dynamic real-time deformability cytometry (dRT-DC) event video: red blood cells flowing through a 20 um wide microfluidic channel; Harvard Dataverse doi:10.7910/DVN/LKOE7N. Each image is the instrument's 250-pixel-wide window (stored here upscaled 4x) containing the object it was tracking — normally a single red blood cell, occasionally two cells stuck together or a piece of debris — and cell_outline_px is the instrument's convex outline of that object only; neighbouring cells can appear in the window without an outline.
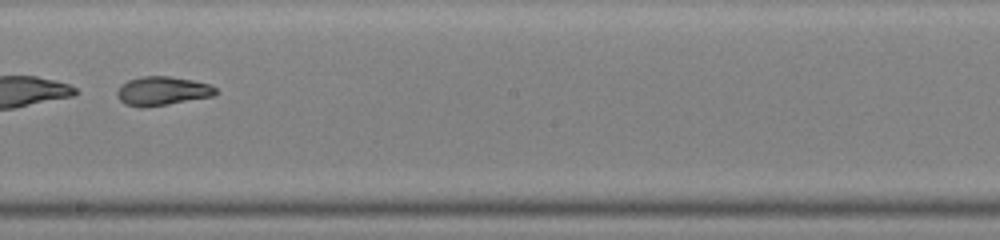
{"species": "common noctule bat (a hibernating species)", "species_latin": "Nyctalus noctula", "temperature_condition": "warm", "stored_images_in_passage": 27, "camera_frame_rate_fps": 3000, "um_per_image_px": 0.085, "animal": {"sex": "male", "body_mass_g": 19.0, "forearm_length_mm": 50.8}, "frame": {"image": 1, "passage_image": 12, "time_ms": 3.667, "image_size_px": [1000, 240], "cell_outline_px": [[216, 92], [212, 96], [168, 104], [140, 108], [124, 104], [116, 96], [116, 92], [120, 84], [128, 80], [144, 76], [168, 76], [192, 80], [212, 84], [216, 88]], "centroid_in_image_um": [13.75, 7.73], "position_along_channel_um": 234.4, "area_um2": 16.65}}